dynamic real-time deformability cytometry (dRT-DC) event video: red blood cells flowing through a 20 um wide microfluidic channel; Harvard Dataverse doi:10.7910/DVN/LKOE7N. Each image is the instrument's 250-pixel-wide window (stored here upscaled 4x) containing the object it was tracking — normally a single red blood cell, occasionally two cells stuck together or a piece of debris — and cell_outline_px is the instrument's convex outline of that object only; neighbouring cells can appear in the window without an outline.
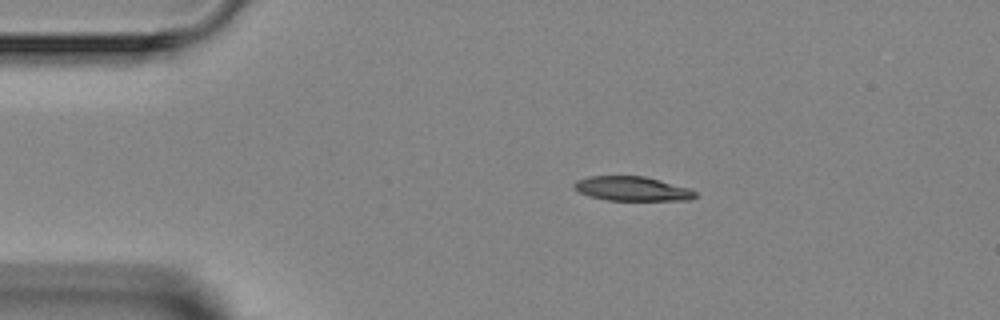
{"species": "Egyptian fruit bat (a non-hibernating species)", "species_latin": "Rousettus aegyptiacus", "temperature_condition": "room temperature", "stored_images_in_passage": 4, "camera_frame_rate_fps": 3000, "um_per_image_px": 0.085, "animal": {"sex": "female"}, "frame": {"image": 1, "passage_image": 3, "time_ms": 2.333, "image_size_px": [1000, 320], "cell_outline_px": [[696, 196], [692, 200], [608, 200], [588, 196], [572, 188], [572, 184], [576, 180], [588, 176], [644, 176], [688, 188], [696, 192]], "centroid_in_image_um": [53.68, 16.04], "position_along_channel_um": 31.3, "area_um2": 17.17}}